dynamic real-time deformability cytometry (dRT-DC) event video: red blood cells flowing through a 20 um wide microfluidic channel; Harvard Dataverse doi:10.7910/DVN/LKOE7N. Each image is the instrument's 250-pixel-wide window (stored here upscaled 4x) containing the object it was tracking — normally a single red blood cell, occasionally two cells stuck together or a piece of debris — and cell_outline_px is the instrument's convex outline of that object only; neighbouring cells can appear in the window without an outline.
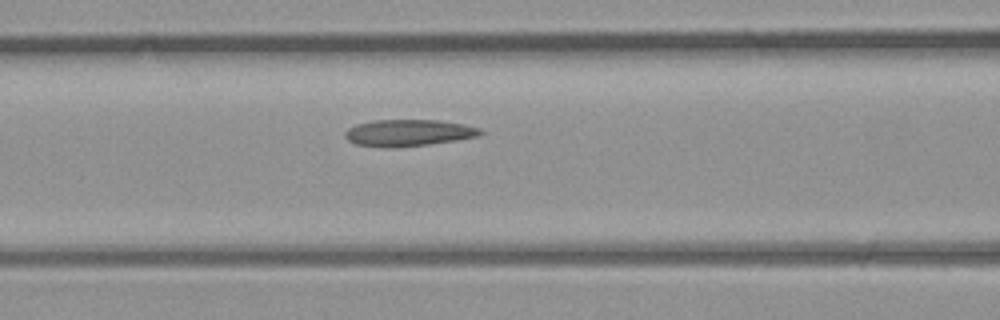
{"species": "common noctule bat (a hibernating species)", "species_latin": "Nyctalus noctula", "temperature_condition": "room temperature", "stored_images_in_passage": 23, "camera_frame_rate_fps": 3000, "um_per_image_px": 0.085, "animal": {"sex": "male", "body_mass_g": 23.1, "forearm_length_mm": 52.7}, "frame": {"image": 1, "passage_image": 7, "time_ms": 2.0, "image_size_px": [1000, 320], "cell_outline_px": [[484, 132], [480, 136], [456, 140], [428, 144], [356, 144], [348, 140], [344, 136], [344, 132], [348, 128], [356, 124], [372, 120], [440, 120], [464, 124], [480, 128]], "centroid_in_image_um": [34.8, 11.22], "position_along_channel_um": 131.8, "area_um2": 20.06}}
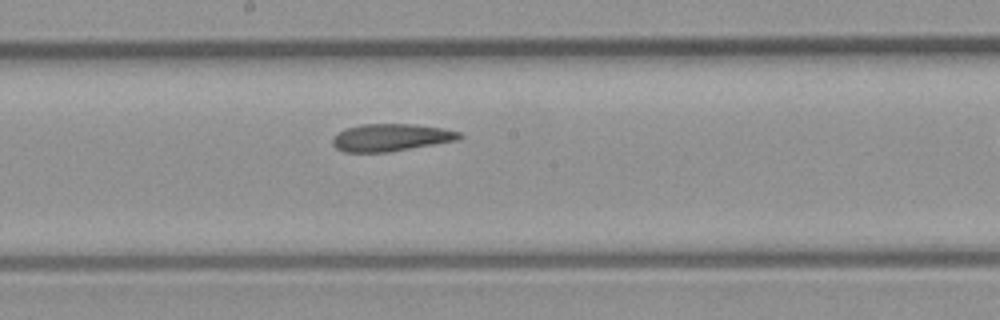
{"frame": {"image": 2, "passage_image": 12, "time_ms": 3.667, "image_size_px": [1000, 320], "cell_outline_px": [[464, 136], [460, 140], [388, 152], [344, 152], [336, 148], [332, 144], [332, 140], [344, 128], [360, 124], [412, 124], [444, 128], [460, 132]], "centroid_in_image_um": [33.27, 11.68], "position_along_channel_um": 214.9, "area_um2": 20.35}}
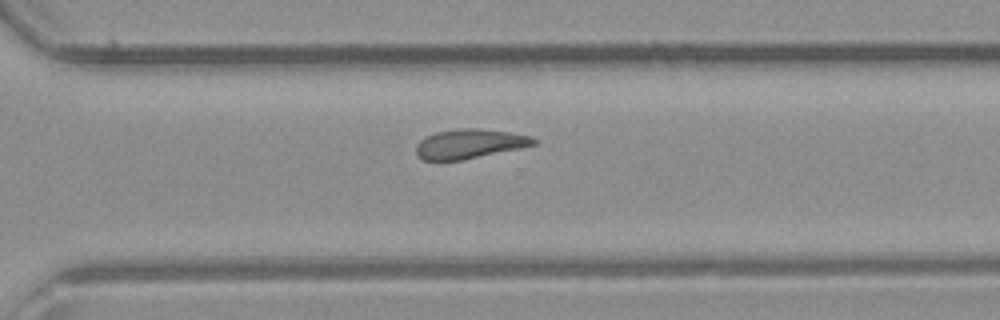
{"frame": {"image": 3, "passage_image": 19, "time_ms": 6.0, "image_size_px": [1000, 320], "cell_outline_px": [[536, 144], [520, 148], [460, 160], [424, 160], [416, 152], [416, 144], [420, 140], [436, 132], [460, 128], [480, 128], [508, 132], [532, 136], [536, 140]], "centroid_in_image_um": [39.92, 12.21], "position_along_channel_um": 330.7, "area_um2": 19.88}}